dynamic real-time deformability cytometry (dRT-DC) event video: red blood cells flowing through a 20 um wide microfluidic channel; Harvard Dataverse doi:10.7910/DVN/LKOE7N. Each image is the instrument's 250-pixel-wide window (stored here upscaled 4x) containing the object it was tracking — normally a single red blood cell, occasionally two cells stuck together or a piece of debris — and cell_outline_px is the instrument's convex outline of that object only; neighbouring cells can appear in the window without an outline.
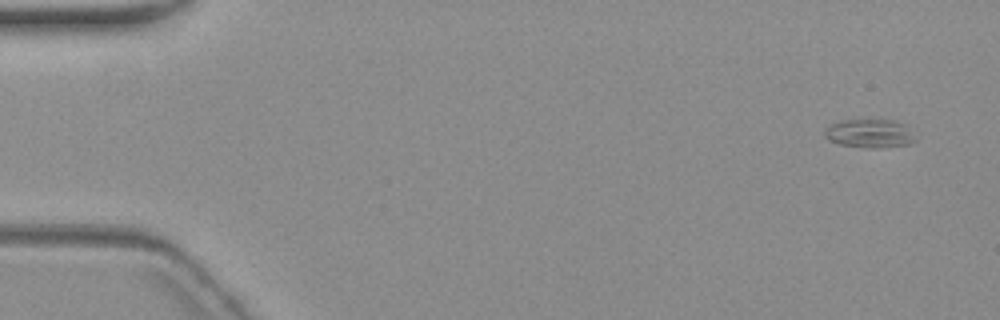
{"species": "common noctule bat (a hibernating species)", "species_latin": "Nyctalus noctula", "temperature_condition": "warm", "stored_images_in_passage": 6, "camera_frame_rate_fps": 3000, "um_per_image_px": 0.085, "animal": {"sex": "female", "body_mass_g": 19.3, "forearm_length_mm": 54.1}, "frame": {"image": 1, "passage_image": 1, "time_ms": 0.0, "image_size_px": [1000, 320], "cell_outline_px": [[920, 136], [916, 140], [908, 144], [880, 148], [868, 148], [840, 144], [828, 140], [824, 136], [824, 128], [840, 120], [892, 120], [908, 124]], "centroid_in_image_um": [74.01, 11.34], "position_along_channel_um": 11.0, "area_um2": 15.61}}
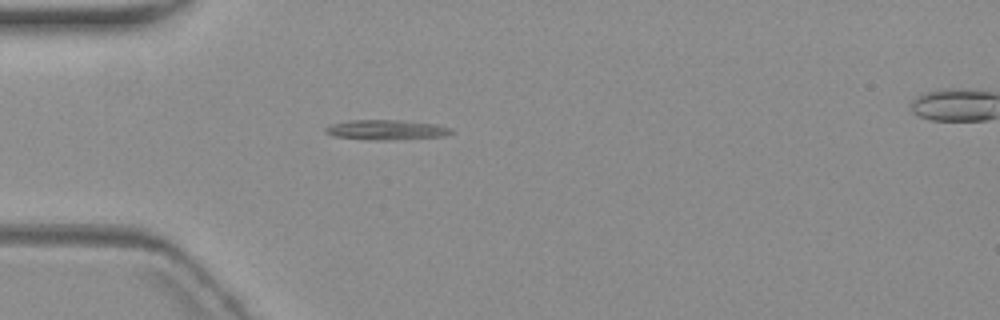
{"frame": {"image": 2, "passage_image": 5, "time_ms": 4.667, "image_size_px": [1000, 320], "cell_outline_px": [[452, 132], [444, 136], [392, 140], [364, 140], [332, 136], [324, 132], [324, 128], [332, 124], [352, 120], [400, 120], [436, 124], [452, 128]], "centroid_in_image_um": [32.8, 11.04], "position_along_channel_um": 52.2, "area_um2": 14.74}}